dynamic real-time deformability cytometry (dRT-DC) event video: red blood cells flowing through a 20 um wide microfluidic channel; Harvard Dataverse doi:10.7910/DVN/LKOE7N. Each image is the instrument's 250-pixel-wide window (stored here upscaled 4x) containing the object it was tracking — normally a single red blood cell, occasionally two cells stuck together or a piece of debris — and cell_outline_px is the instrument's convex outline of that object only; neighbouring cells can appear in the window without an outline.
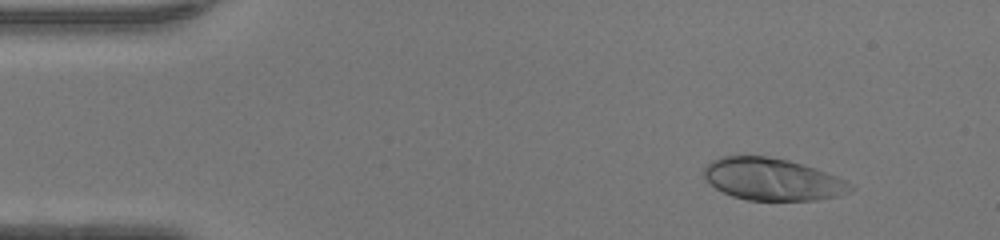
{"species": "human", "species_latin": "Homo sapiens", "temperature_condition": "warm", "stored_images_in_passage": 47, "camera_frame_rate_fps": 3000, "um_per_image_px": 0.085, "donor": {"sex": "female"}, "frame": {"image": 1, "passage_image": 5, "time_ms": 1.333, "image_size_px": [1000, 240], "cell_outline_px": [[856, 188], [840, 196], [816, 200], [748, 200], [732, 196], [716, 188], [704, 176], [704, 168], [712, 160], [724, 156], [764, 156], [788, 160], [816, 168], [836, 176], [844, 180]], "centroid_in_image_um": [65.68, 15.24], "position_along_channel_um": 19.3, "area_um2": 35.72}}
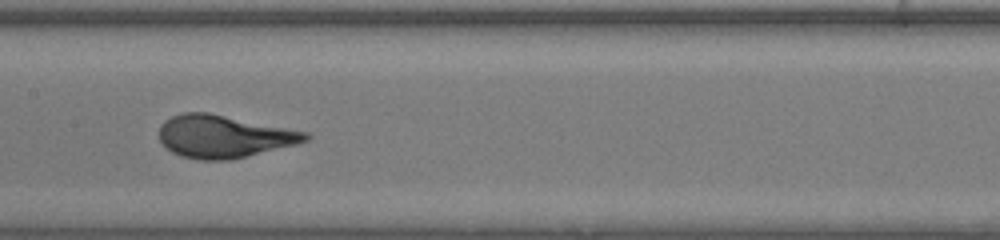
{"frame": {"image": 2, "passage_image": 23, "time_ms": 7.333, "image_size_px": [1000, 240], "cell_outline_px": [[312, 136], [308, 140], [296, 144], [228, 160], [200, 160], [180, 156], [172, 152], [160, 140], [160, 124], [164, 120], [172, 116], [184, 112], [208, 112], [308, 132]], "centroid_in_image_um": [19.01, 11.59], "position_along_channel_um": 188.4, "area_um2": 36.07}}
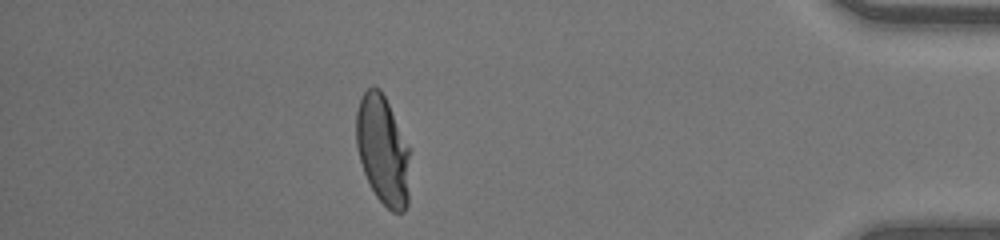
{"frame": {"image": 3, "passage_image": 41, "time_ms": 13.333, "image_size_px": [1000, 240], "cell_outline_px": [[408, 204], [404, 212], [392, 212], [376, 196], [364, 172], [360, 160], [356, 144], [356, 112], [360, 96], [372, 84], [380, 88], [388, 104], [408, 148]], "centroid_in_image_um": [32.5, 12.74], "position_along_channel_um": 402.7, "area_um2": 33.58}, "authors_computed_cell_mechanics": {"area_um2": 35.6048, "velocity_mm_per_s": 4.3672, "shape_relaxation_time_tau1_ms": 4.5413, "shape_relaxation_time_tau2_ms": null, "deformation_change_tau1": 0.2642, "deformation_change_tau2": null}}